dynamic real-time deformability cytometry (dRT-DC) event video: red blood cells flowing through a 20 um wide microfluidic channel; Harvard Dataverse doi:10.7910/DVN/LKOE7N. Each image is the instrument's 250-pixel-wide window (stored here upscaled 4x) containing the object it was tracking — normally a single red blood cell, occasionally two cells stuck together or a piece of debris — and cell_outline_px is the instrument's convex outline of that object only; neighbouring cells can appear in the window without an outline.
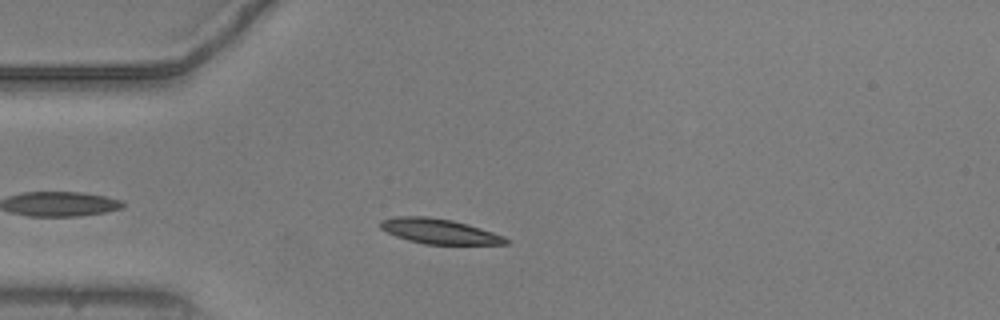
{"species": "common noctule bat (a hibernating species)", "species_latin": "Nyctalus noctula", "temperature_condition": "warm", "stored_images_in_passage": 39, "camera_frame_rate_fps": 3000, "um_per_image_px": 0.085, "animal": {"sex": "male", "body_mass_g": 20.5, "forearm_length_mm": 52.5}, "frame": {"image": 1, "passage_image": 6, "time_ms": 1.667, "image_size_px": [1000, 320], "cell_outline_px": [[512, 240], [508, 244], [424, 244], [408, 240], [396, 236], [380, 228], [380, 220], [396, 216], [428, 216], [452, 220], [468, 224], [504, 236]], "centroid_in_image_um": [37.35, 19.65], "position_along_channel_um": 47.7, "area_um2": 18.32}}
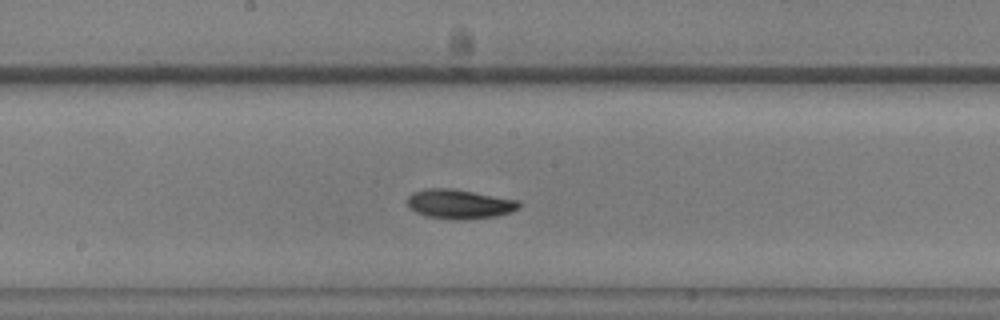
{"frame": {"image": 2, "passage_image": 20, "time_ms": 6.333, "image_size_px": [1000, 320], "cell_outline_px": [[520, 208], [512, 212], [496, 216], [464, 220], [452, 220], [424, 216], [408, 208], [408, 196], [412, 192], [424, 188], [452, 188], [520, 200]], "centroid_in_image_um": [39.04, 17.35], "position_along_channel_um": 209.2, "area_um2": 19.54}}
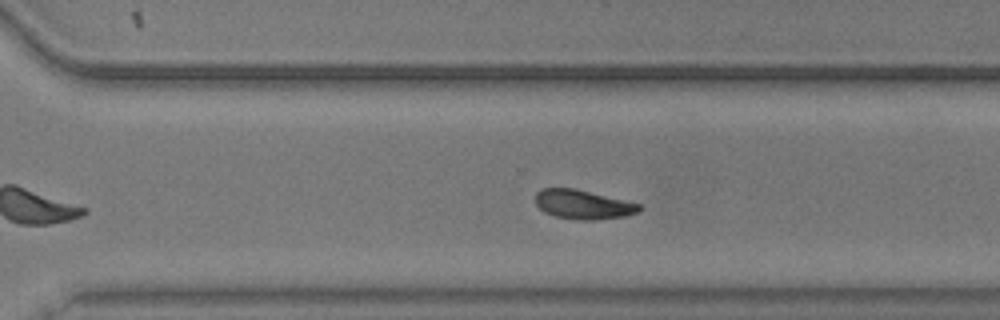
{"frame": {"image": 3, "passage_image": 29, "time_ms": 9.333, "image_size_px": [1000, 320], "cell_outline_px": [[640, 208], [636, 212], [624, 216], [592, 220], [580, 220], [556, 216], [544, 212], [536, 204], [536, 192], [540, 188], [576, 188], [640, 204]], "centroid_in_image_um": [49.51, 17.36], "position_along_channel_um": 321.1, "area_um2": 17.46}, "authors_computed_cell_mechanics": {"area_um2": 17.918, "velocity_mm_per_s": 3.754, "shape_relaxation_time_tau1_ms": 3.8634, "shape_relaxation_time_tau2_ms": 2.1534, "deformation_change_tau1": 0.1249, "deformation_change_tau2": 0.0672}}